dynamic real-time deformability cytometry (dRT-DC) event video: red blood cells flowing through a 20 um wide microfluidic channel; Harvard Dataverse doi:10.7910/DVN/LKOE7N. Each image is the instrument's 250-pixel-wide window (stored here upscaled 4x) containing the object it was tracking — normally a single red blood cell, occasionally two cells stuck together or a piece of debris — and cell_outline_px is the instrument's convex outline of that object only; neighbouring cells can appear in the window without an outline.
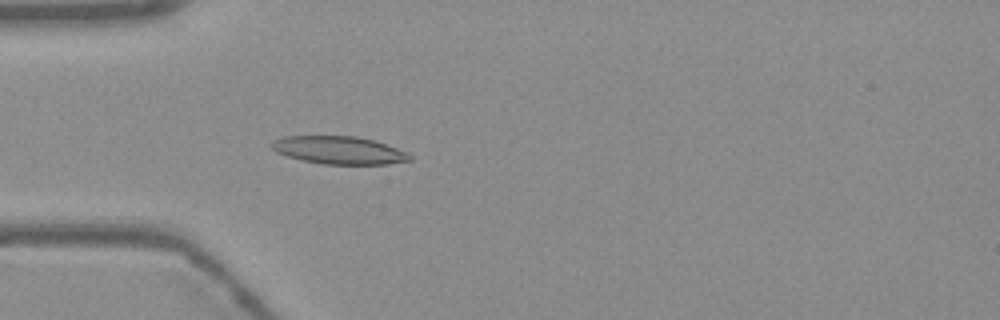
{"species": "Egyptian fruit bat (a non-hibernating species)", "species_latin": "Rousettus aegyptiacus", "temperature_condition": "warm", "stored_images_in_passage": 54, "camera_frame_rate_fps": 3000, "um_per_image_px": 0.085, "frame": {"image": 1, "passage_image": 16, "time_ms": 5.0, "image_size_px": [1000, 320], "cell_outline_px": [[412, 160], [388, 164], [320, 164], [300, 160], [276, 152], [268, 144], [272, 140], [284, 136], [356, 136], [372, 140], [408, 152], [412, 156]], "centroid_in_image_um": [28.77, 12.77], "position_along_channel_um": 56.2, "area_um2": 22.48}}
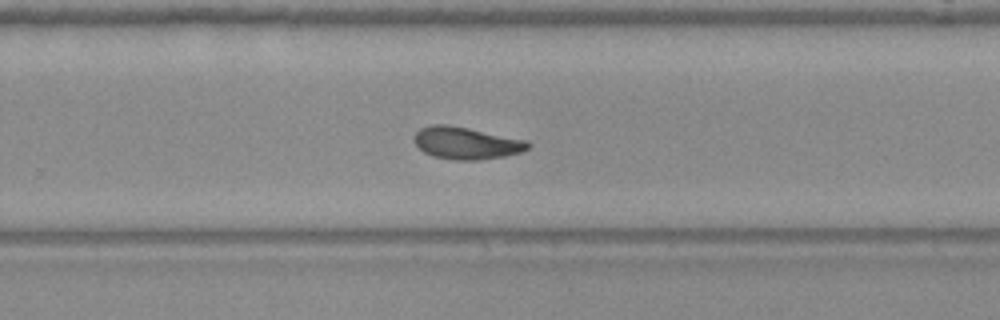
{"frame": {"image": 2, "passage_image": 35, "time_ms": 11.333, "image_size_px": [1000, 320], "cell_outline_px": [[532, 144], [528, 148], [520, 152], [504, 156], [480, 160], [456, 160], [432, 156], [424, 152], [416, 144], [412, 136], [420, 128], [432, 124], [448, 124], [528, 140]], "centroid_in_image_um": [39.62, 12.15], "position_along_channel_um": 290.2, "area_um2": 21.44}}
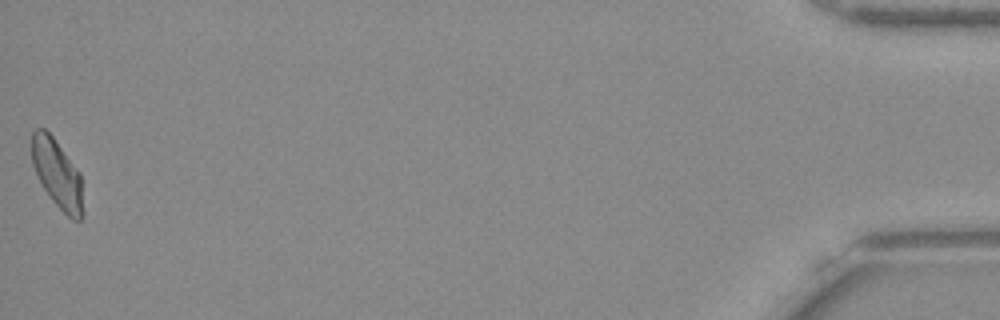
{"frame": {"image": 3, "passage_image": 54, "time_ms": 17.667, "image_size_px": [1000, 320], "cell_outline_px": [[84, 216], [80, 220], [72, 220], [52, 200], [44, 188], [32, 164], [32, 132], [36, 128], [44, 128], [52, 136], [80, 172], [84, 212]], "centroid_in_image_um": [4.89, 14.79], "position_along_channel_um": 430.3, "area_um2": 20.35}, "authors_computed_cell_mechanics": {"area_um2": 21.2126, "velocity_mm_per_s": 3.7689, "shape_relaxation_time_tau1_ms": 6.4575, "shape_relaxation_time_tau2_ms": 3.1349, "deformation_change_tau1": 0.2085, "deformation_change_tau2": 0.1011}}